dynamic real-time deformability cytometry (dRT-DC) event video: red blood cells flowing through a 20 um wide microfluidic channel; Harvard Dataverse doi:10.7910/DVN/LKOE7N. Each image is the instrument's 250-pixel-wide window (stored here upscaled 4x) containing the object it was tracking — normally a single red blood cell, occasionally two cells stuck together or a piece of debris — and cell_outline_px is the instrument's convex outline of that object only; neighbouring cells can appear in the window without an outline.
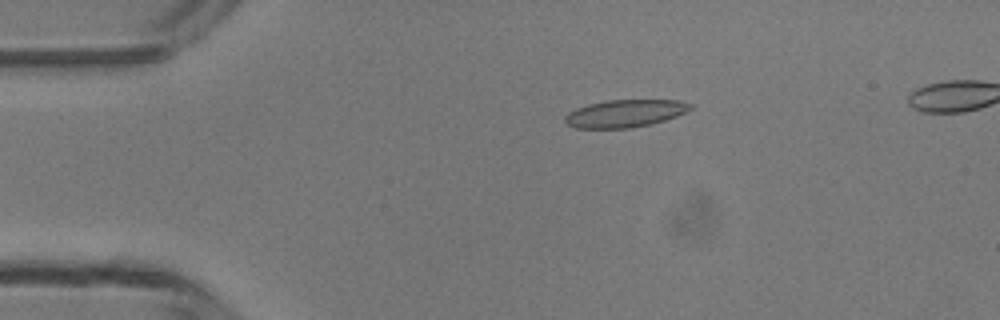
{"species": "common noctule bat (a hibernating species)", "species_latin": "Nyctalus noctula", "temperature_condition": "room temperature", "stored_images_in_passage": 5, "camera_frame_rate_fps": 3000, "um_per_image_px": 0.085, "animal": {"sex": "male", "body_mass_g": 13.3}, "frame": {"image": 1, "passage_image": 3, "time_ms": 2.0, "image_size_px": [1000, 320], "cell_outline_px": [[692, 108], [676, 116], [652, 124], [632, 128], [576, 128], [568, 124], [564, 120], [564, 116], [568, 112], [576, 108], [588, 104], [608, 100], [676, 100], [692, 104]], "centroid_in_image_um": [53.1, 9.64], "position_along_channel_um": 31.9, "area_um2": 20.06}}